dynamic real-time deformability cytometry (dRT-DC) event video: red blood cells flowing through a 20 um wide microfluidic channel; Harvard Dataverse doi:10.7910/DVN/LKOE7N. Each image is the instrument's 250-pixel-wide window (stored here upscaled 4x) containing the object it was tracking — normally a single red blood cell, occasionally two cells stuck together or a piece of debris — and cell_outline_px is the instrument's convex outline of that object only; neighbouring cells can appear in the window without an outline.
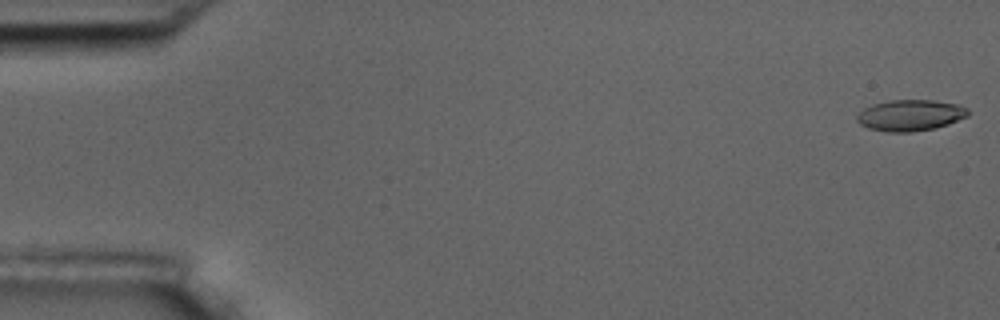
{"species": "common noctule bat (a hibernating species)", "species_latin": "Nyctalus noctula", "temperature_condition": "room temperature", "stored_images_in_passage": 5, "camera_frame_rate_fps": 3000, "um_per_image_px": 0.085, "animal": {"sex": "male", "body_mass_g": 17.5, "forearm_length_mm": 52.3}, "frame": {"image": 1, "passage_image": 1, "time_ms": 0.0, "image_size_px": [1000, 320], "cell_outline_px": [[968, 116], [948, 124], [936, 128], [912, 132], [888, 132], [868, 128], [860, 124], [856, 120], [856, 116], [864, 108], [872, 104], [888, 100], [932, 100], [960, 104], [968, 108]], "centroid_in_image_um": [77.38, 9.79], "position_along_channel_um": 7.6, "area_um2": 20.35}}
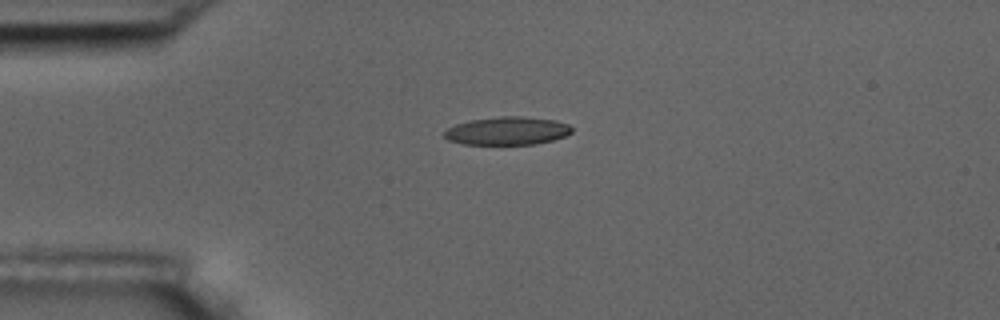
{"frame": {"image": 2, "passage_image": 4, "time_ms": 4.333, "image_size_px": [1000, 320], "cell_outline_px": [[572, 132], [564, 136], [552, 140], [536, 144], [464, 144], [448, 140], [444, 136], [444, 132], [448, 128], [456, 124], [468, 120], [500, 116], [524, 116], [556, 120], [568, 124], [572, 128]], "centroid_in_image_um": [43.12, 11.11], "position_along_channel_um": 41.9, "area_um2": 20.92}}